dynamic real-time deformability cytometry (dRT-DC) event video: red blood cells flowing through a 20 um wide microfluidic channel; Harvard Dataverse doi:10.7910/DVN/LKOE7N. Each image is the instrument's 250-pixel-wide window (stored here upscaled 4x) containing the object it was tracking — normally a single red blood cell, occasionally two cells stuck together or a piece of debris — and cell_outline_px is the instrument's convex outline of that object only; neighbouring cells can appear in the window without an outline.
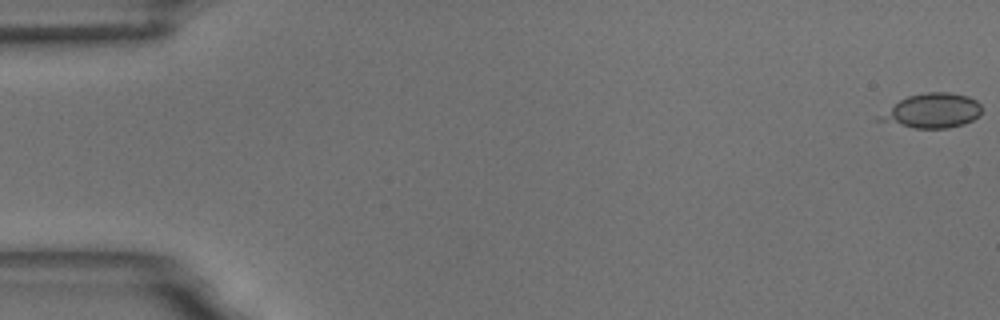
{"species": "common noctule bat (a hibernating species)", "species_latin": "Nyctalus noctula", "temperature_condition": "room temperature", "stored_images_in_passage": 13, "camera_frame_rate_fps": 3000, "um_per_image_px": 0.085, "animal": {"sex": "male", "body_mass_g": 18.8}, "frame": {"image": 1, "passage_image": 1, "time_ms": 0.0, "image_size_px": [1000, 320], "cell_outline_px": [[980, 116], [964, 124], [948, 128], [912, 128], [876, 120], [876, 116], [900, 100], [908, 96], [928, 92], [948, 92], [968, 96], [976, 100], [980, 104]], "centroid_in_image_um": [79.22, 9.42], "position_along_channel_um": 5.8, "area_um2": 20.52}}